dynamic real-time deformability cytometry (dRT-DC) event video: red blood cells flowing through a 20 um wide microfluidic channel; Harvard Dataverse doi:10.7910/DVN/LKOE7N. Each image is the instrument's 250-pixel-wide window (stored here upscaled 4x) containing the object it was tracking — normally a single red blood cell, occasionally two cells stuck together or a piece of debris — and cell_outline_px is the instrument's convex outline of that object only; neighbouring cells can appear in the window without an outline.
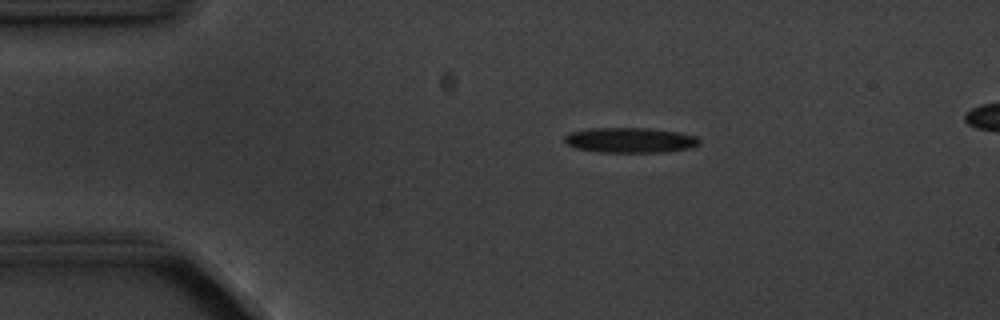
{"species": "common noctule bat (a hibernating species)", "species_latin": "Nyctalus noctula", "temperature_condition": "cold", "stored_images_in_passage": 14, "segment_of_instrument_passage": [1, 2], "camera_frame_rate_fps": 3000, "um_per_image_px": 0.085, "animal": {"sex": "male", "body_mass_g": 20.1, "forearm_length_mm": 53.5}, "frame": {"image": 1, "passage_image": 1, "time_ms": 0.0, "image_size_px": [1000, 320], "cell_outline_px": [[700, 144], [688, 148], [660, 152], [600, 152], [576, 148], [568, 144], [564, 140], [564, 136], [568, 132], [588, 128], [648, 128], [680, 132], [696, 136], [700, 140]], "centroid_in_image_um": [53.54, 11.9], "position_along_channel_um": 31.5, "area_um2": 19.77}}
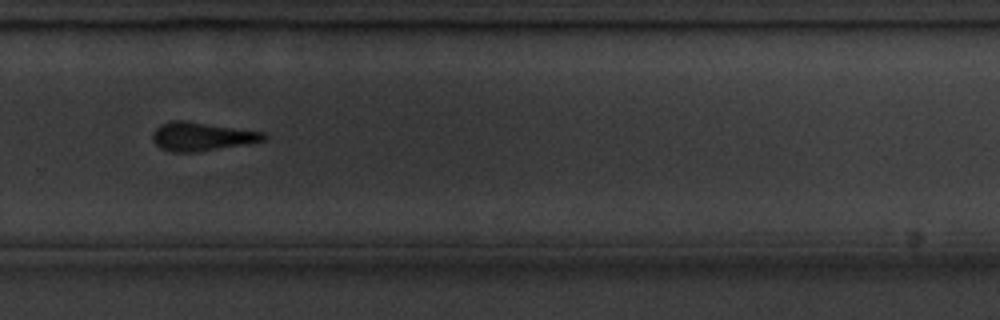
{"frame": {"image": 2, "passage_image": 9, "time_ms": 9.0, "image_size_px": [1000, 320], "cell_outline_px": [[268, 136], [264, 140], [192, 152], [172, 152], [160, 148], [152, 140], [152, 132], [160, 124], [172, 120], [184, 120], [264, 132]], "centroid_in_image_um": [17.07, 11.58], "position_along_channel_um": 312.7, "area_um2": 18.15}}
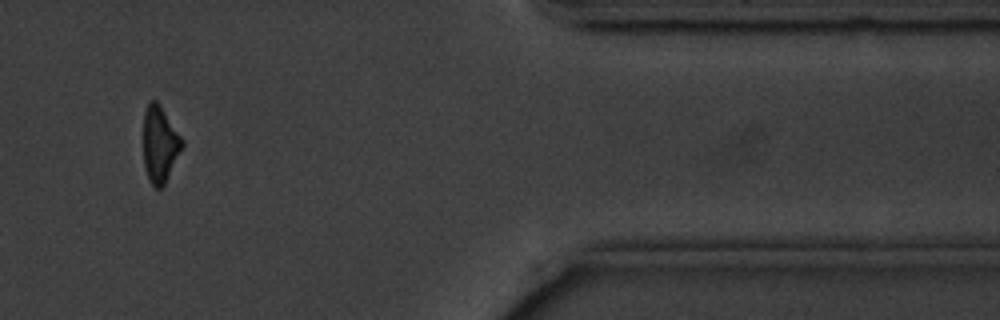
{"frame": {"image": 3, "passage_image": 11, "time_ms": 12.333, "image_size_px": [1000, 320], "cell_outline_px": [[184, 144], [164, 184], [160, 188], [156, 188], [148, 180], [144, 164], [144, 112], [148, 104], [152, 100], [156, 100], [160, 104], [184, 140]], "centroid_in_image_um": [13.59, 12.24], "position_along_channel_um": 397.8, "area_um2": 17.05}}